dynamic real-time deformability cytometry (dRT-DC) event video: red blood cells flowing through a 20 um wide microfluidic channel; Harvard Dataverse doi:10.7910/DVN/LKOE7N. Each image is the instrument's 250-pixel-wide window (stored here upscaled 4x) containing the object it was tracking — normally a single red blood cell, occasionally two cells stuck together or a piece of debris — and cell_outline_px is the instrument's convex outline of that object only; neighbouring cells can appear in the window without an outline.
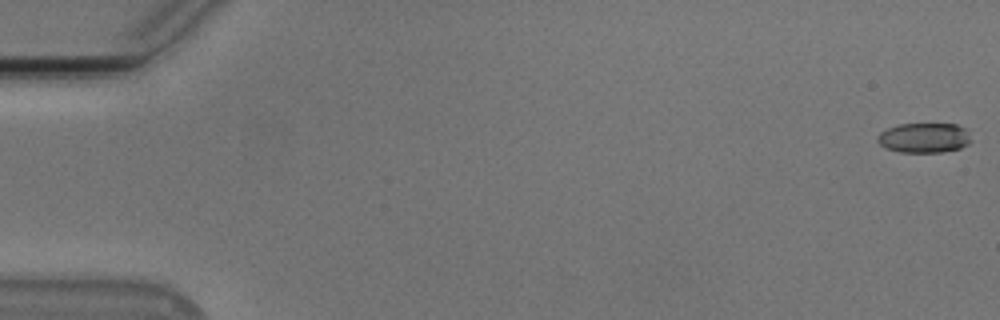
{"species": "Egyptian fruit bat (a non-hibernating species)", "species_latin": "Rousettus aegyptiacus", "temperature_condition": "cold", "stored_images_in_passage": 53, "camera_frame_rate_fps": 3000, "um_per_image_px": 0.085, "animal": {"sex": "male"}, "frame": {"image": 1, "passage_image": 1, "time_ms": 0.0, "image_size_px": [1000, 320], "cell_outline_px": [[972, 140], [968, 144], [960, 148], [944, 152], [900, 152], [884, 148], [876, 140], [876, 136], [880, 132], [888, 128], [900, 124], [956, 124], [968, 128]], "centroid_in_image_um": [78.57, 11.71], "position_along_channel_um": 6.4, "area_um2": 16.59}}
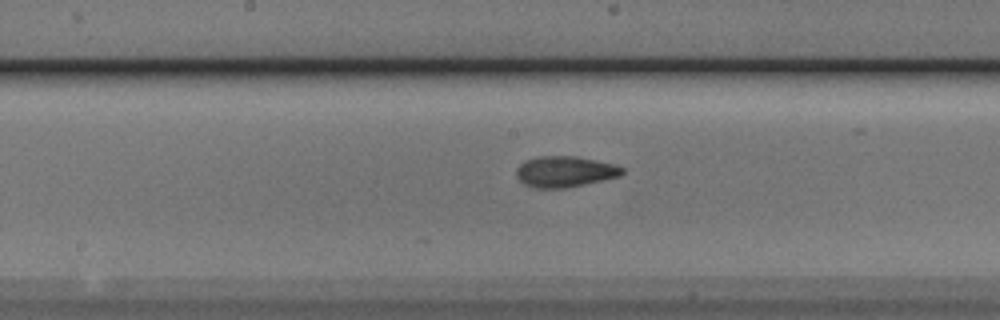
{"frame": {"image": 2, "passage_image": 29, "time_ms": 9.333, "image_size_px": [1000, 320], "cell_outline_px": [[624, 172], [620, 176], [584, 184], [564, 188], [532, 188], [524, 184], [516, 176], [516, 168], [524, 160], [536, 156], [576, 156], [616, 164], [624, 168]], "centroid_in_image_um": [47.99, 14.58], "position_along_channel_um": 200.2, "area_um2": 19.25}}
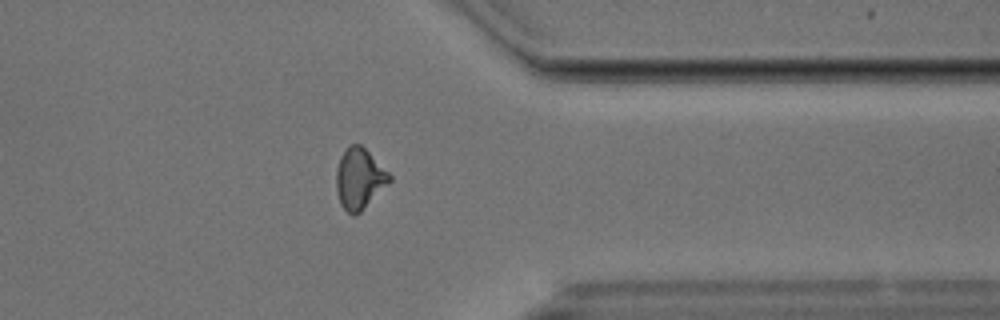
{"frame": {"image": 3, "passage_image": 44, "time_ms": 14.333, "image_size_px": [1000, 320], "cell_outline_px": [[392, 180], [356, 216], [352, 216], [340, 204], [336, 192], [336, 168], [340, 156], [348, 144], [360, 144], [392, 176]], "centroid_in_image_um": [30.52, 15.19], "position_along_channel_um": 380.9, "area_um2": 18.84}, "authors_computed_cell_mechanics": {"area_um2": 18.3804, "velocity_mm_per_s": 3.7751, "shape_relaxation_time_tau1_ms": 4.2476, "shape_relaxation_time_tau2_ms": 2.3594, "deformation_change_tau1": 0.165, "deformation_change_tau2": 0.0967}}